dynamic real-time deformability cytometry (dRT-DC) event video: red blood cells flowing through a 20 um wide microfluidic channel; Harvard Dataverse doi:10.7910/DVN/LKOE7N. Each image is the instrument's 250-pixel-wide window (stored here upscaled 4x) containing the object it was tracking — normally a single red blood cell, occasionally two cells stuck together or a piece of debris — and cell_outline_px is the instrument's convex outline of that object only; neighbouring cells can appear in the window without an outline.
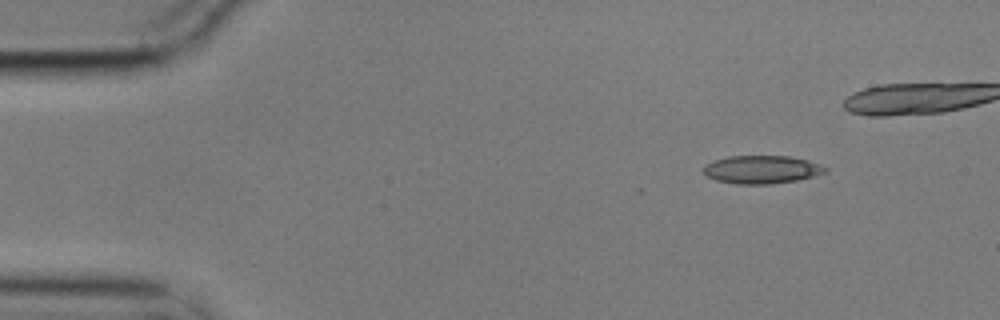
{"species": "common noctule bat (a hibernating species)", "species_latin": "Nyctalus noctula", "temperature_condition": "cold", "stored_images_in_passage": 6, "camera_frame_rate_fps": 3000, "um_per_image_px": 0.085, "animal": {"sex": "male", "body_mass_g": 17.9}, "frame": {"image": 1, "passage_image": 1, "time_ms": 0.0, "image_size_px": [1000, 320], "cell_outline_px": [[828, 172], [796, 180], [768, 184], [736, 184], [716, 180], [704, 176], [700, 168], [704, 164], [728, 156], [788, 156], [808, 160], [820, 164], [828, 168]], "centroid_in_image_um": [64.69, 14.41], "position_along_channel_um": 20.3, "area_um2": 20.11}}
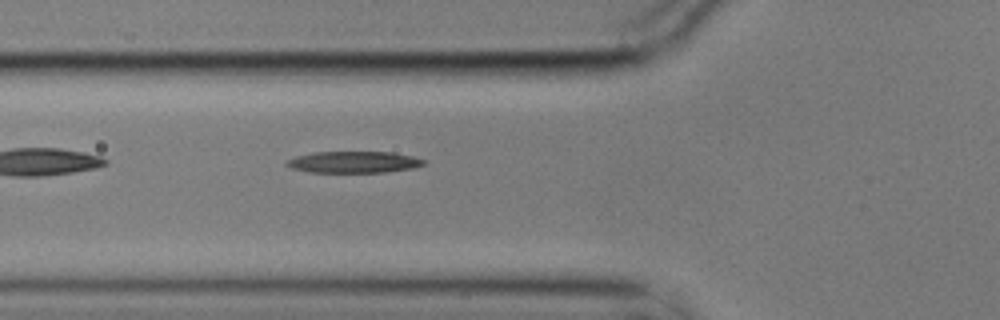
{"frame": {"image": 2, "passage_image": 6, "time_ms": 1.667, "image_size_px": [1000, 320], "cell_outline_px": [[424, 164], [412, 168], [384, 172], [308, 172], [292, 168], [284, 164], [284, 160], [296, 156], [312, 152], [392, 152], [412, 156], [424, 160]], "centroid_in_image_um": [29.99, 13.77], "position_along_channel_um": 95.8, "area_um2": 17.17}}